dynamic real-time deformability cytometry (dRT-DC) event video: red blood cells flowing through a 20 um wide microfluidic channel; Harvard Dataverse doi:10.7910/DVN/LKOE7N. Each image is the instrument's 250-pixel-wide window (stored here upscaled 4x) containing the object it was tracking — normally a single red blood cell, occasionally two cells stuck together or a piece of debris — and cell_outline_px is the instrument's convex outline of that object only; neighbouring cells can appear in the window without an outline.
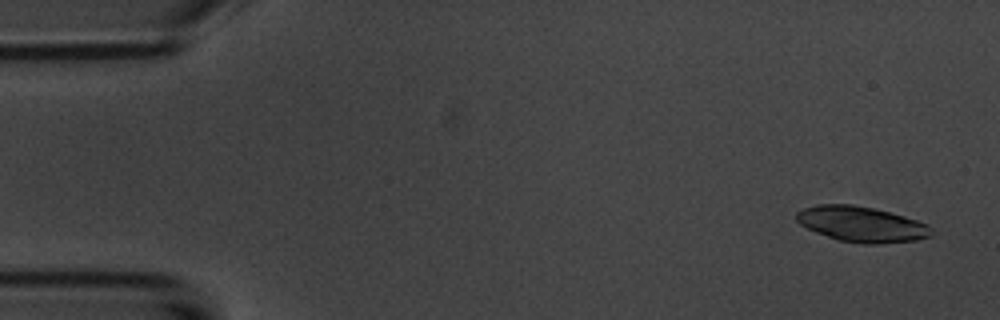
{"species": "common noctule bat (a hibernating species)", "species_latin": "Nyctalus noctula", "temperature_condition": "room temperature", "stored_images_in_passage": 53, "camera_frame_rate_fps": 3000, "um_per_image_px": 0.085, "animal": {"sex": "male", "body_mass_g": 20.1, "forearm_length_mm": 53.5}, "frame": {"image": 1, "passage_image": 2, "time_ms": 0.333, "image_size_px": [1000, 320], "cell_outline_px": [[932, 232], [928, 236], [916, 240], [880, 244], [864, 244], [840, 240], [816, 232], [800, 224], [796, 220], [796, 212], [804, 208], [816, 204], [852, 204], [872, 208], [904, 216], [928, 224], [932, 228]], "centroid_in_image_um": [73.22, 19.05], "position_along_channel_um": 11.8, "area_um2": 27.69}}